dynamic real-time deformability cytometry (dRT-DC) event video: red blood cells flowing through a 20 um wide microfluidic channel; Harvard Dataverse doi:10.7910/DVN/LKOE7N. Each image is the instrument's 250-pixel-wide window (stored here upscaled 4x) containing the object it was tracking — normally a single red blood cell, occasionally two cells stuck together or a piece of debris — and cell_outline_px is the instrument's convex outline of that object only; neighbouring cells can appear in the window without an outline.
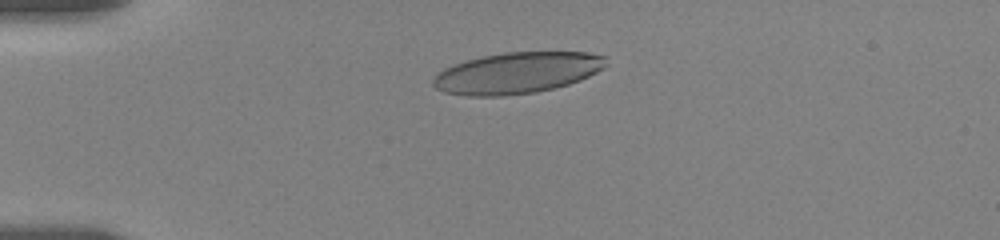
{"species": "human", "species_latin": "Homo sapiens", "temperature_condition": "room temperature", "stored_images_in_passage": 33, "camera_frame_rate_fps": 3000, "um_per_image_px": 0.085, "donor": {"sex": "female"}, "frame": {"image": 1, "passage_image": 11, "time_ms": 3.667, "image_size_px": [1000, 240], "cell_outline_px": [[608, 64], [604, 68], [580, 80], [568, 84], [536, 92], [504, 96], [468, 96], [444, 92], [436, 88], [432, 84], [432, 80], [444, 68], [468, 60], [484, 56], [504, 52], [588, 52], [608, 56]], "centroid_in_image_um": [44.0, 6.19], "position_along_channel_um": 41.0, "area_um2": 41.5}}
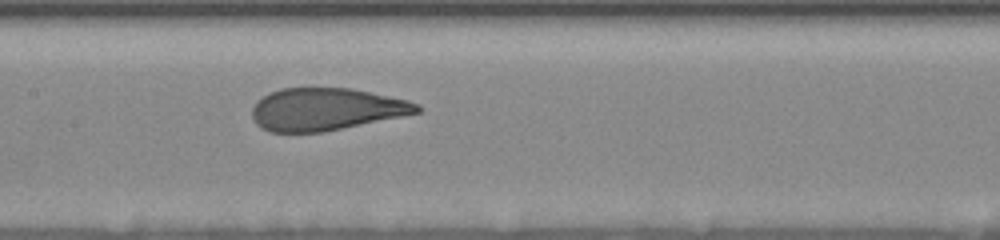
{"frame": {"image": 2, "passage_image": 24, "time_ms": 8.667, "image_size_px": [1000, 240], "cell_outline_px": [[424, 108], [420, 112], [324, 132], [272, 132], [260, 128], [256, 124], [252, 116], [252, 108], [256, 100], [280, 88], [352, 88], [408, 100], [420, 104]], "centroid_in_image_um": [27.71, 9.28], "position_along_channel_um": 179.7, "area_um2": 40.75}}
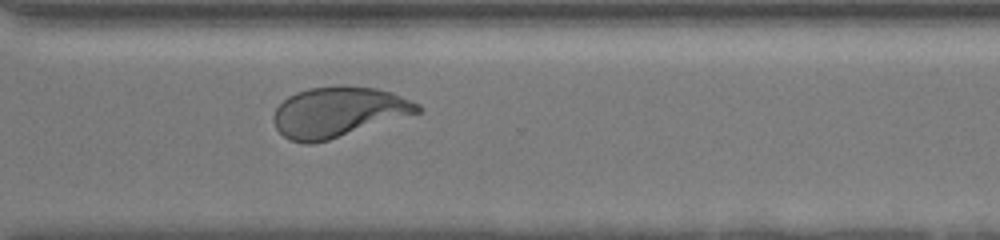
{"frame": {"image": 3, "passage_image": 33, "time_ms": 13.333, "image_size_px": [1000, 240], "cell_outline_px": [[420, 112], [328, 140], [312, 144], [304, 144], [288, 140], [276, 128], [272, 120], [272, 116], [276, 108], [288, 96], [296, 92], [308, 88], [376, 88], [392, 92], [420, 104]], "centroid_in_image_um": [28.71, 9.56], "position_along_channel_um": 341.9, "area_um2": 41.33}}